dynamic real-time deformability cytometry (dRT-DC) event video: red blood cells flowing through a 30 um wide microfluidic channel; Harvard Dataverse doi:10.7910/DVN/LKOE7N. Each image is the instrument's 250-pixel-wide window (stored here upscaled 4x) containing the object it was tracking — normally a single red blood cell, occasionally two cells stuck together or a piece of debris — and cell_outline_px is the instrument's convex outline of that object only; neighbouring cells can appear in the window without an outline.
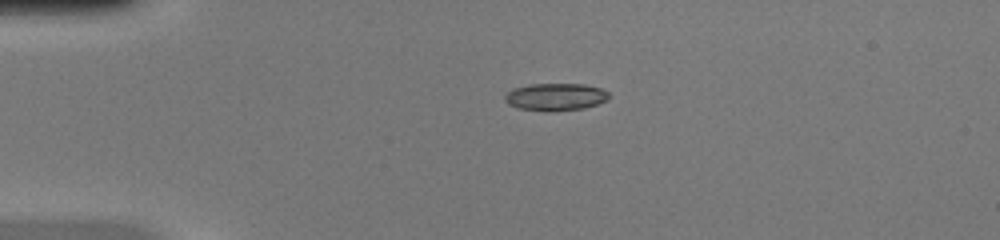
{"species": "common noctule bat (a hibernating species)", "species_latin": "Nyctalus noctula", "temperature_condition": "warm", "stored_images_in_passage": 38, "camera_frame_rate_fps": 3000, "um_per_image_px": 0.085, "animal": {"sex": "female", "body_mass_g": 20.0, "forearm_length_mm": 54.0}, "frame": {"image": 1, "passage_image": 1, "time_ms": 0.0, "image_size_px": [1000, 240], "cell_outline_px": [[608, 100], [584, 108], [552, 112], [516, 108], [508, 104], [504, 100], [504, 96], [512, 88], [528, 84], [584, 84], [600, 88], [608, 92]], "centroid_in_image_um": [47.18, 8.24], "position_along_channel_um": 37.8, "area_um2": 16.76}}
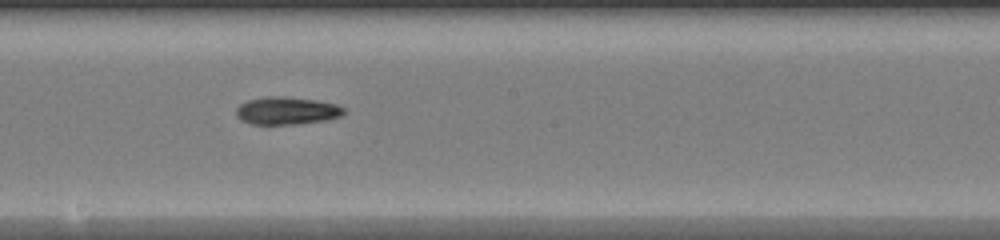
{"frame": {"image": 2, "passage_image": 17, "time_ms": 5.333, "image_size_px": [1000, 240], "cell_outline_px": [[344, 116], [328, 120], [296, 124], [252, 124], [240, 120], [236, 116], [236, 108], [240, 104], [248, 100], [268, 96], [284, 96], [316, 100], [336, 104], [344, 108]], "centroid_in_image_um": [24.38, 9.41], "position_along_channel_um": 223.8, "area_um2": 17.51}}
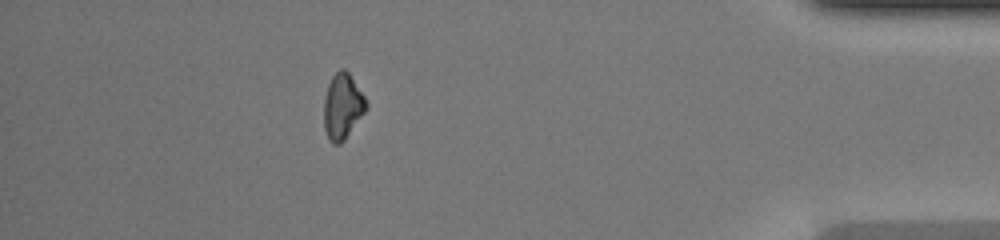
{"frame": {"image": 3, "passage_image": 33, "time_ms": 10.667, "image_size_px": [1000, 240], "cell_outline_px": [[368, 108], [344, 140], [340, 144], [332, 144], [328, 140], [324, 128], [324, 100], [328, 84], [332, 76], [340, 68], [344, 68], [348, 72], [364, 96], [368, 104]], "centroid_in_image_um": [29.11, 9.06], "position_along_channel_um": 406.1, "area_um2": 16.18}, "authors_computed_cell_mechanics": {"area_um2": 16.9354, "velocity_mm_per_s": 4.2694, "shape_relaxation_time_tau1_ms": 2.7343, "shape_relaxation_time_tau2_ms": null, "deformation_change_tau1": 0.1863, "deformation_change_tau2": null}}